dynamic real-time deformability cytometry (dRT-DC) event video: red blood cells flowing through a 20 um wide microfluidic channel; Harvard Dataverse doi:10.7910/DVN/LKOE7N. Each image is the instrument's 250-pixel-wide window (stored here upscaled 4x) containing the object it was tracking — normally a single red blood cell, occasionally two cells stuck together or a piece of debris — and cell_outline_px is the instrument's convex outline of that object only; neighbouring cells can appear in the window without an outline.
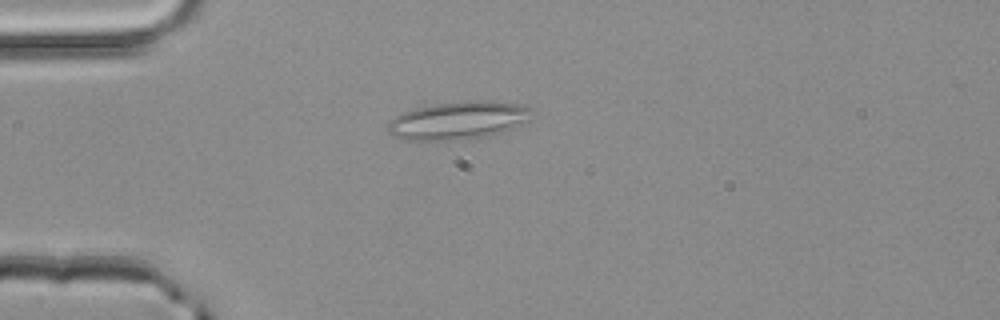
{"species": "common noctule bat (a hibernating species)", "species_latin": "Nyctalus noctula", "temperature_condition": "room temperature", "stored_images_in_passage": 3, "camera_frame_rate_fps": 3000, "um_per_image_px": 0.085, "animal": {"sex": "male", "body_mass_g": 20.4}, "frame": {"image": 1, "passage_image": 3, "time_ms": 0.667, "image_size_px": [1000, 320], "cell_outline_px": [[532, 108], [528, 120], [504, 132], [488, 136], [460, 140], [404, 140], [392, 136], [388, 132], [388, 124], [396, 116], [412, 108], [436, 104], [476, 100], [488, 100], [524, 104]], "centroid_in_image_um": [38.97, 10.24], "position_along_channel_um": 46.0, "area_um2": 31.96}}